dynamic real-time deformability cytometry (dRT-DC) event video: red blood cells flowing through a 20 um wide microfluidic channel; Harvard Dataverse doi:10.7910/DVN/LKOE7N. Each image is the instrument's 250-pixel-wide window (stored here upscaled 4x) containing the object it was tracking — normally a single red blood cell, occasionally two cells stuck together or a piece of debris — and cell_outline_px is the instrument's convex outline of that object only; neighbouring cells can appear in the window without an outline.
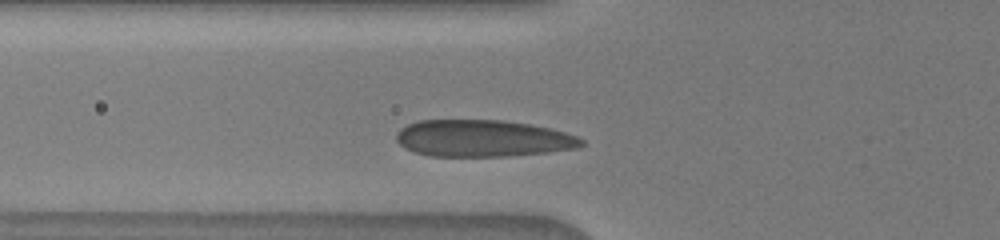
{"species": "human", "species_latin": "Homo sapiens", "temperature_condition": "warm", "stored_images_in_passage": 2, "camera_frame_rate_fps": 3000, "um_per_image_px": 0.085, "donor": {"sex": "male"}, "frame": {"image": 1, "passage_image": 2, "time_ms": 1.0, "image_size_px": [1000, 240], "cell_outline_px": [[584, 144], [576, 148], [548, 152], [508, 156], [428, 156], [404, 148], [396, 140], [396, 132], [400, 128], [408, 124], [420, 120], [504, 120], [552, 128], [576, 136], [584, 140]], "centroid_in_image_um": [41.02, 11.76], "position_along_channel_um": 84.8, "area_um2": 39.82}}